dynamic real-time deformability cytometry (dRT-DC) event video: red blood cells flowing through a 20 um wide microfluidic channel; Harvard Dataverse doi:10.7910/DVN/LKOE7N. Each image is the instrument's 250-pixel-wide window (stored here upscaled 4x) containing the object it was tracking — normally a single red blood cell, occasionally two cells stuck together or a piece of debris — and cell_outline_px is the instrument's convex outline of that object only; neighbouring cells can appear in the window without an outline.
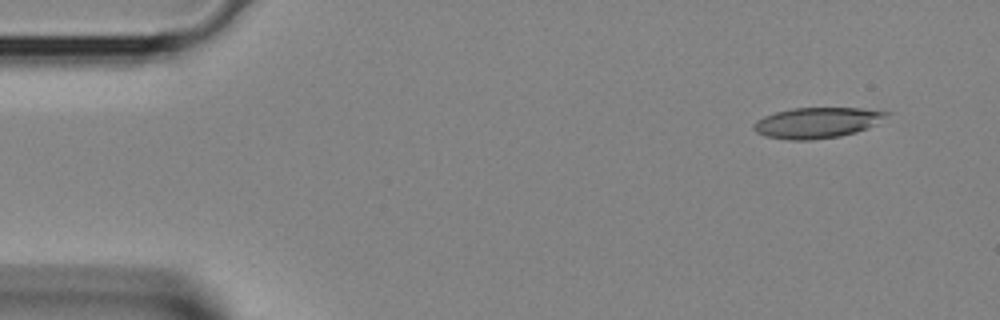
{"species": "Egyptian fruit bat (a non-hibernating species)", "species_latin": "Rousettus aegyptiacus", "temperature_condition": "room temperature", "stored_images_in_passage": 36, "camera_frame_rate_fps": 3000, "um_per_image_px": 0.085, "animal": {"sex": "female"}, "frame": {"image": 1, "passage_image": 1, "time_ms": 0.0, "image_size_px": [1000, 320], "cell_outline_px": [[888, 112], [876, 124], [868, 128], [856, 132], [840, 136], [812, 140], [788, 140], [764, 136], [756, 132], [752, 128], [752, 124], [756, 120], [764, 116], [776, 112], [792, 108], [860, 108]], "centroid_in_image_um": [69.37, 10.44], "position_along_channel_um": 15.6, "area_um2": 23.64}}
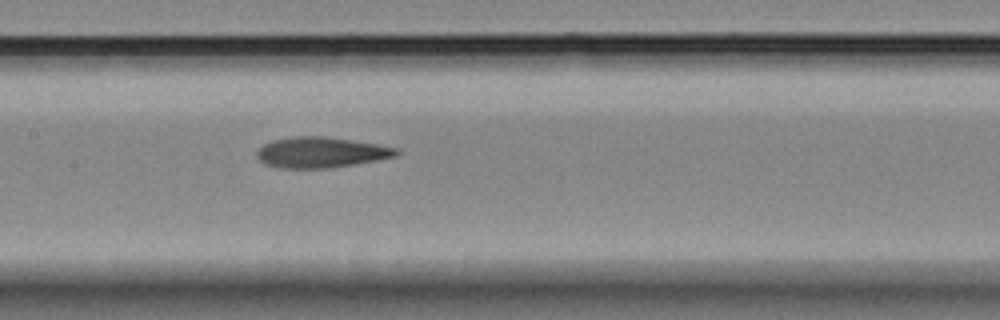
{"frame": {"image": 2, "passage_image": 16, "time_ms": 5.0, "image_size_px": [1000, 320], "cell_outline_px": [[400, 152], [396, 156], [376, 160], [328, 168], [280, 168], [264, 164], [256, 156], [256, 152], [264, 144], [272, 140], [292, 136], [320, 136], [376, 144], [396, 148]], "centroid_in_image_um": [27.22, 12.95], "position_along_channel_um": 180.2, "area_um2": 24.57}}
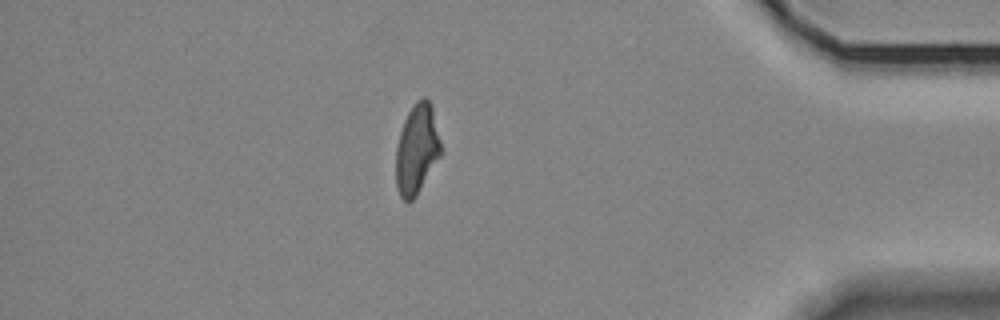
{"frame": {"image": 3, "passage_image": 31, "time_ms": 10.0, "image_size_px": [1000, 320], "cell_outline_px": [[444, 152], [416, 196], [408, 204], [400, 196], [396, 188], [396, 148], [400, 132], [404, 120], [412, 104], [416, 100], [424, 96], [432, 104]], "centroid_in_image_um": [35.46, 12.68], "position_along_channel_um": 399.7, "area_um2": 24.22}}